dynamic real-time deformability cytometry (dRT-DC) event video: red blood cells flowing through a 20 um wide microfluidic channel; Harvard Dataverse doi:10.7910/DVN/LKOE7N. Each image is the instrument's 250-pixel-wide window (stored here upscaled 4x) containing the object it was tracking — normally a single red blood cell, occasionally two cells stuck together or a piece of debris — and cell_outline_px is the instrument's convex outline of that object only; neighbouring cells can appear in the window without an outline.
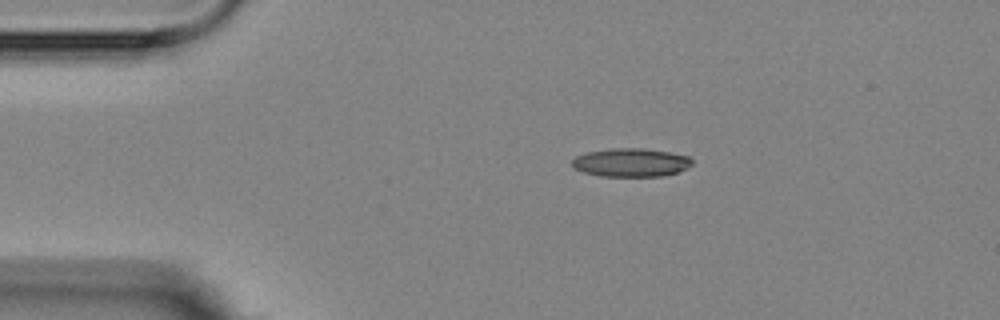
{"species": "Egyptian fruit bat (a non-hibernating species)", "species_latin": "Rousettus aegyptiacus", "temperature_condition": "room temperature", "stored_images_in_passage": 4, "camera_frame_rate_fps": 3000, "um_per_image_px": 0.085, "animal": {"sex": "female"}, "frame": {"image": 1, "passage_image": 1, "time_ms": 0.0, "image_size_px": [1000, 320], "cell_outline_px": [[692, 164], [688, 168], [676, 172], [660, 176], [600, 176], [584, 172], [572, 168], [572, 160], [576, 156], [588, 152], [612, 148], [644, 148], [668, 152], [688, 156], [692, 160]], "centroid_in_image_um": [53.61, 13.81], "position_along_channel_um": 31.4, "area_um2": 19.83}}
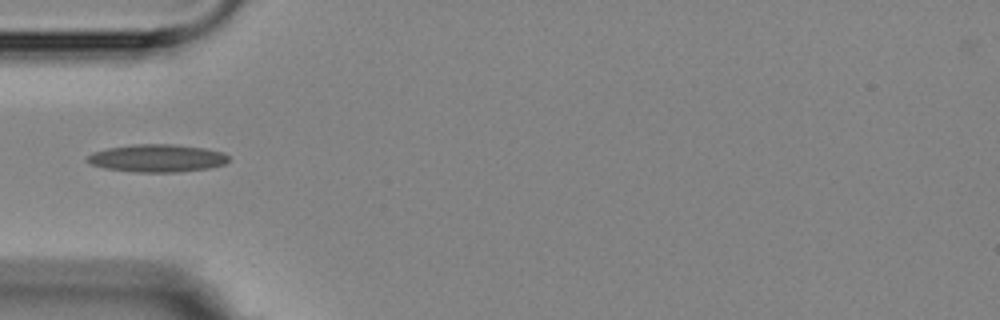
{"frame": {"image": 2, "passage_image": 3, "time_ms": 2.333, "image_size_px": [1000, 320], "cell_outline_px": [[228, 160], [224, 164], [208, 168], [176, 172], [136, 172], [104, 168], [88, 164], [84, 160], [92, 152], [108, 148], [136, 144], [176, 144], [204, 148], [224, 152], [228, 156]], "centroid_in_image_um": [13.32, 13.44], "position_along_channel_um": 71.7, "area_um2": 22.89}}
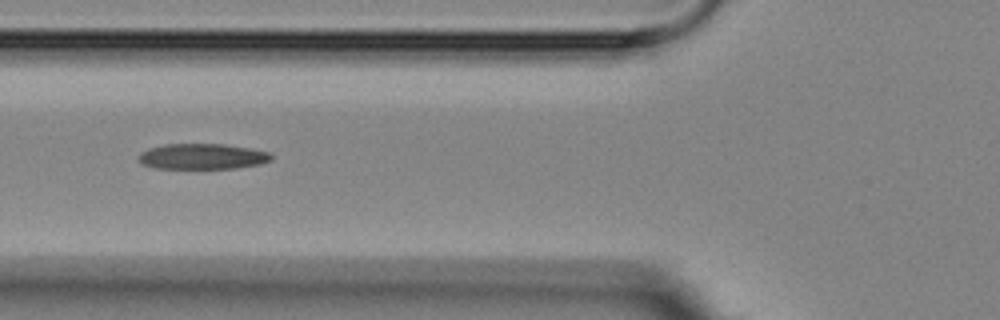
{"frame": {"image": 3, "passage_image": 4, "time_ms": 3.333, "image_size_px": [1000, 320], "cell_outline_px": [[272, 160], [260, 164], [236, 168], [152, 168], [140, 164], [140, 152], [148, 148], [168, 144], [224, 144], [248, 148], [268, 152], [272, 156]], "centroid_in_image_um": [17.18, 13.3], "position_along_channel_um": 108.6, "area_um2": 19.71}}